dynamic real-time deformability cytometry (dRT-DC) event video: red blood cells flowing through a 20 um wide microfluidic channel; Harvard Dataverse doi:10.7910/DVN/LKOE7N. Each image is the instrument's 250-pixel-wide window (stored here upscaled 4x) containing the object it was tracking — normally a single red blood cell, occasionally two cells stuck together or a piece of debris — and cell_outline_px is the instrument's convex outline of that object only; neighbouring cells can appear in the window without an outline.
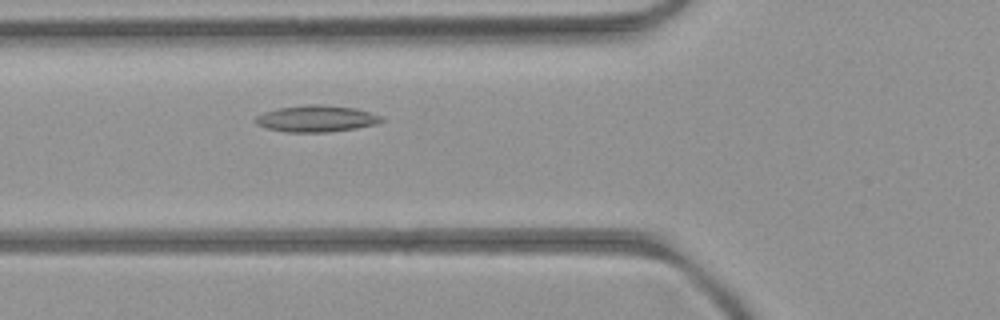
{"species": "common noctule bat (a hibernating species)", "species_latin": "Nyctalus noctula", "temperature_condition": "room temperature", "stored_images_in_passage": 4, "camera_frame_rate_fps": 3000, "um_per_image_px": 0.085, "animal": {"sex": "female", "body_mass_g": 21.9}, "frame": {"image": 1, "passage_image": 4, "time_ms": 3.333, "image_size_px": [1000, 320], "cell_outline_px": [[384, 120], [376, 124], [356, 128], [328, 132], [284, 132], [268, 128], [256, 124], [252, 120], [256, 116], [264, 112], [276, 108], [308, 104], [320, 104], [356, 108], [380, 116]], "centroid_in_image_um": [26.84, 10.08], "position_along_channel_um": 99.0, "area_um2": 19.54}}